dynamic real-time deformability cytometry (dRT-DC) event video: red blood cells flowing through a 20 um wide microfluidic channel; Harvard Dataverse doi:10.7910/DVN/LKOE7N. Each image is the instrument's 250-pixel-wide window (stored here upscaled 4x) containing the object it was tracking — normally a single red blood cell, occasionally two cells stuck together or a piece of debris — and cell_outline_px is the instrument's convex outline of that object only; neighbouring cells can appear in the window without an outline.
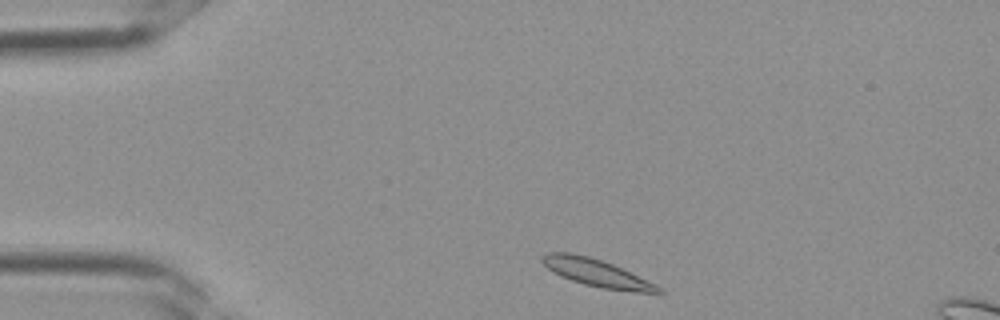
{"species": "Egyptian fruit bat (a non-hibernating species)", "species_latin": "Rousettus aegyptiacus", "temperature_condition": "room temperature", "stored_images_in_passage": 32, "segment_of_instrument_passage": [1, 2], "camera_frame_rate_fps": 3000, "um_per_image_px": 0.085, "frame": {"image": 1, "passage_image": 1, "time_ms": 0.0, "image_size_px": [1000, 320], "cell_outline_px": [[664, 292], [636, 292], [600, 288], [584, 284], [560, 276], [552, 272], [540, 260], [548, 252], [572, 252], [588, 256], [612, 264], [648, 280], [664, 288]], "centroid_in_image_um": [50.72, 23.2], "position_along_channel_um": 34.3, "area_um2": 18.5}}
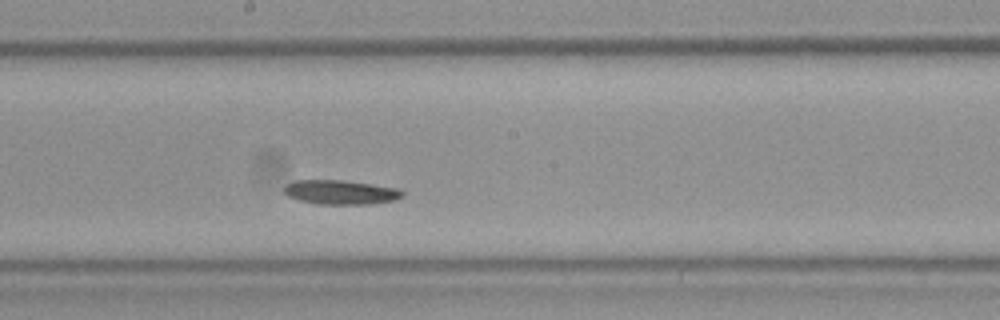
{"frame": {"image": 2, "passage_image": 14, "time_ms": 4.333, "image_size_px": [1000, 320], "cell_outline_px": [[404, 196], [396, 200], [368, 204], [316, 204], [300, 200], [288, 196], [284, 192], [284, 188], [288, 184], [296, 180], [344, 180], [400, 188], [404, 192]], "centroid_in_image_um": [29.01, 16.34], "position_along_channel_um": 219.2, "area_um2": 16.82}}
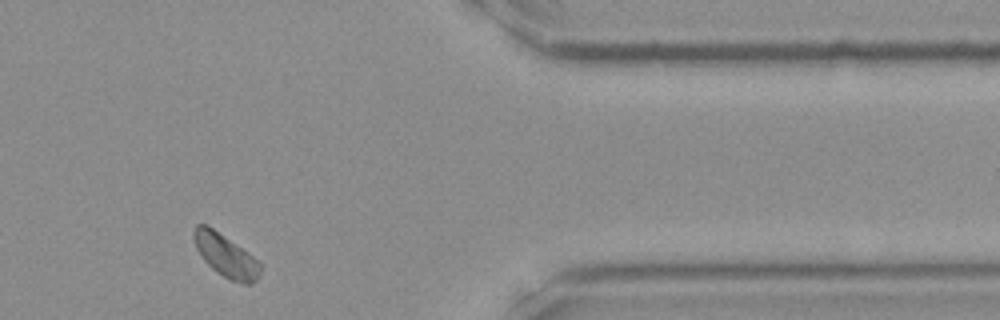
{"frame": {"image": 3, "passage_image": 25, "time_ms": 8.0, "image_size_px": [1000, 320], "cell_outline_px": [[260, 276], [252, 284], [244, 284], [228, 280], [216, 272], [200, 256], [196, 248], [192, 236], [192, 232], [196, 224], [208, 224], [248, 252], [260, 264]], "centroid_in_image_um": [19.15, 21.72], "position_along_channel_um": 392.2, "area_um2": 16.76}}